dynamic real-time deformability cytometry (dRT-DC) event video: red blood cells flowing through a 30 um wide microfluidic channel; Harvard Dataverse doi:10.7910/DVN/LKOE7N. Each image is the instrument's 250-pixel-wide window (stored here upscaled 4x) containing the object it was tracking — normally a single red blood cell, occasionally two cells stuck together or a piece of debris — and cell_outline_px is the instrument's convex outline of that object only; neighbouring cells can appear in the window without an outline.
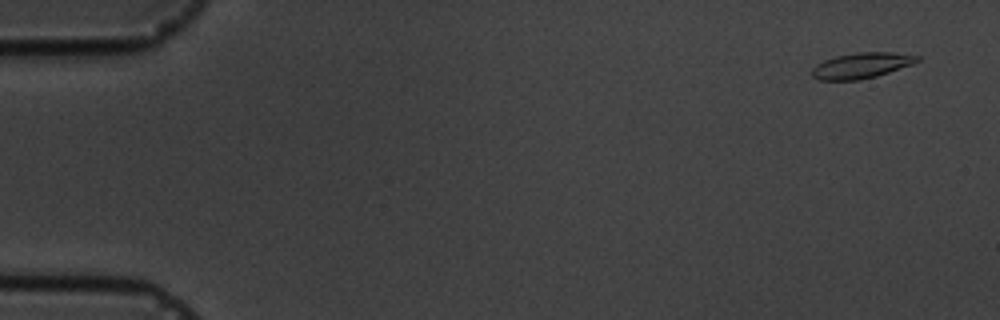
{"species": "common noctule bat (a hibernating species)", "species_latin": "Nyctalus noctula", "temperature_condition": "cold", "stored_images_in_passage": 6, "camera_frame_rate_fps": 3000, "um_per_image_px": 0.085, "animal": {"sex": "male", "body_mass_g": 19.5, "forearm_length_mm": 54.6}, "frame": {"image": 1, "passage_image": 1, "time_ms": 0.0, "image_size_px": [1000, 320], "cell_outline_px": [[920, 60], [912, 64], [876, 76], [860, 80], [820, 80], [812, 76], [812, 68], [816, 64], [824, 60], [836, 56], [856, 52], [892, 52], [920, 56]], "centroid_in_image_um": [73.21, 5.56], "position_along_channel_um": 11.8, "area_um2": 15.66}}